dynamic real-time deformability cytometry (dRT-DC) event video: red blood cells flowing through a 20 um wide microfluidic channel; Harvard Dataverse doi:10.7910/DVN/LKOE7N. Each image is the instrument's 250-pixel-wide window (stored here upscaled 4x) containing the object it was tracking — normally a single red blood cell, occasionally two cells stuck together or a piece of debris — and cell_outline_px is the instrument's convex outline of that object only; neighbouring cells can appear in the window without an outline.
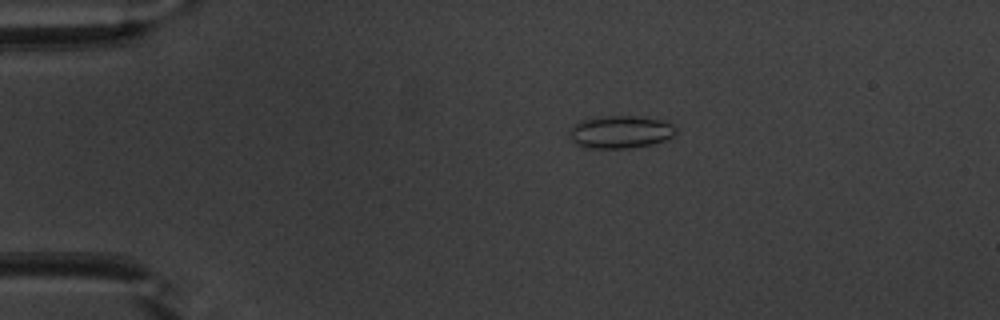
{"species": "common noctule bat (a hibernating species)", "species_latin": "Nyctalus noctula", "temperature_condition": "warm", "stored_images_in_passage": 52, "camera_frame_rate_fps": 3000, "um_per_image_px": 0.085, "animal": {"sex": "male", "body_mass_g": 20.1, "forearm_length_mm": 53.5}, "frame": {"image": 1, "passage_image": 11, "time_ms": 3.333, "image_size_px": [1000, 320], "cell_outline_px": [[676, 132], [672, 136], [664, 140], [652, 144], [628, 148], [584, 148], [576, 144], [572, 140], [572, 124], [580, 120], [608, 116], [636, 116], [660, 120], [672, 124], [676, 128]], "centroid_in_image_um": [52.73, 11.22], "position_along_channel_um": 32.3, "area_um2": 20.0}}
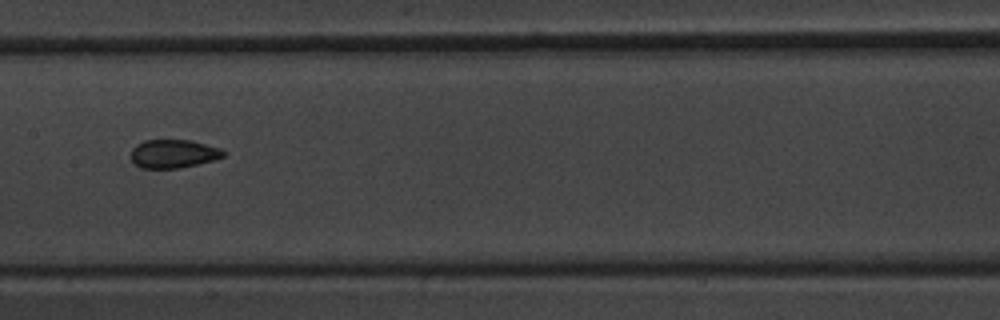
{"frame": {"image": 2, "passage_image": 27, "time_ms": 8.667, "image_size_px": [1000, 320], "cell_outline_px": [[224, 156], [212, 160], [180, 168], [140, 168], [132, 164], [132, 148], [136, 144], [144, 140], [192, 140], [220, 148], [224, 152]], "centroid_in_image_um": [14.69, 13.06], "position_along_channel_um": 192.7, "area_um2": 15.32}}
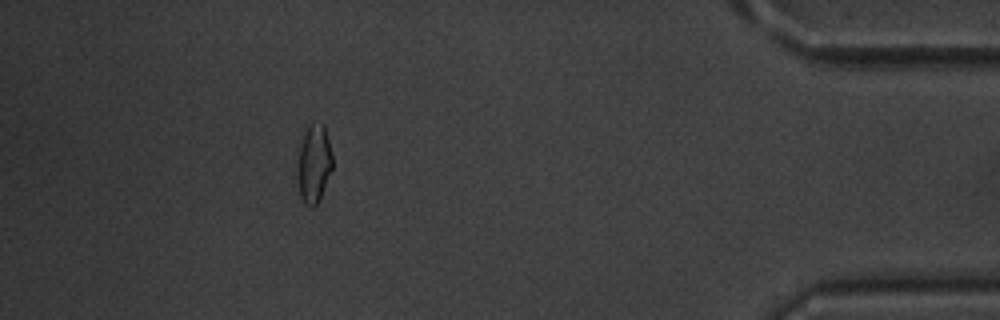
{"frame": {"image": 3, "passage_image": 47, "time_ms": 15.333, "image_size_px": [1000, 320], "cell_outline_px": [[332, 168], [320, 200], [312, 208], [308, 208], [304, 204], [300, 196], [296, 176], [296, 168], [300, 132], [308, 124], [324, 124], [332, 152]], "centroid_in_image_um": [26.63, 13.9], "position_along_channel_um": 408.6, "area_um2": 16.82}, "authors_computed_cell_mechanics": {"area_um2": 16.3863, "velocity_mm_per_s": 3.9682, "shape_relaxation_time_tau1_ms": 10.5733, "shape_relaxation_time_tau2_ms": 1.1188, "deformation_change_tau1": 0.2019, "deformation_change_tau2": 0.0523}}